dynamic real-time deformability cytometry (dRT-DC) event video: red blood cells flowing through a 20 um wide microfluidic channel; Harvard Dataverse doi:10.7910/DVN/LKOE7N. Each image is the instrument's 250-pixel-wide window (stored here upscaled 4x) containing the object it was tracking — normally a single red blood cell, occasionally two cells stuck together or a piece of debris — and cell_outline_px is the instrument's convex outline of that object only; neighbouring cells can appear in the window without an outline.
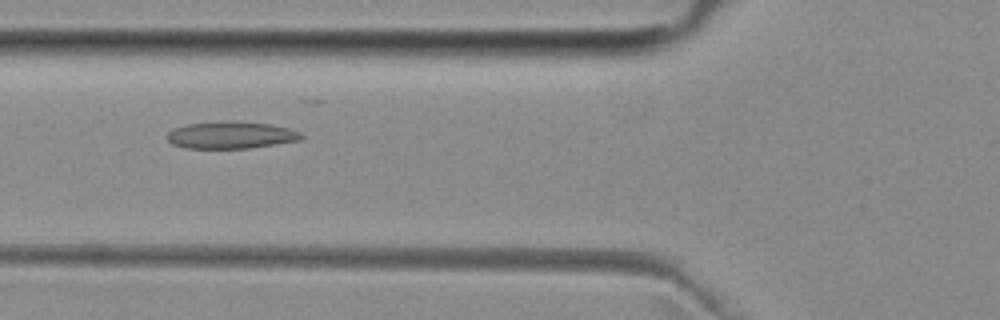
{"species": "common noctule bat (a hibernating species)", "species_latin": "Nyctalus noctula", "temperature_condition": "room temperature", "stored_images_in_passage": 51, "camera_frame_rate_fps": 3000, "um_per_image_px": 0.085, "animal": {"sex": "female", "body_mass_g": 29.2, "forearm_length_mm": 56.3}, "frame": {"image": 1, "passage_image": 19, "time_ms": 6.0, "image_size_px": [1000, 320], "cell_outline_px": [[304, 136], [300, 140], [248, 148], [184, 148], [172, 144], [168, 140], [168, 132], [172, 128], [188, 124], [272, 124], [288, 128], [300, 132]], "centroid_in_image_um": [19.62, 11.53], "position_along_channel_um": 106.2, "area_um2": 20.0}}
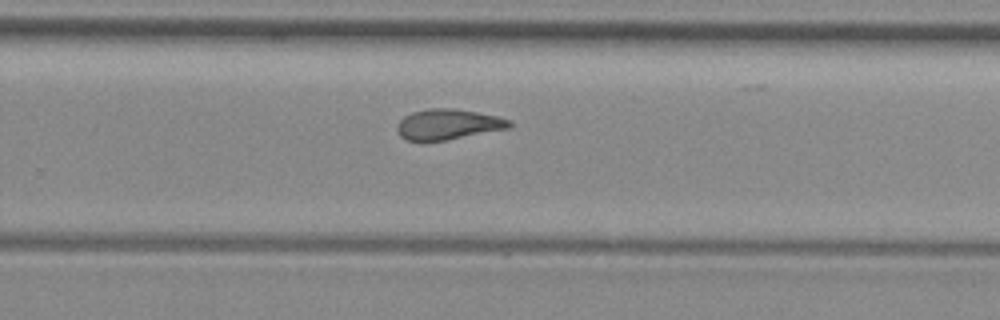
{"frame": {"image": 2, "passage_image": 33, "time_ms": 10.667, "image_size_px": [1000, 320], "cell_outline_px": [[512, 124], [508, 128], [444, 140], [404, 140], [400, 136], [396, 128], [400, 120], [404, 116], [412, 112], [428, 108], [448, 108], [476, 112], [500, 116], [512, 120]], "centroid_in_image_um": [38.08, 10.55], "position_along_channel_um": 291.7, "area_um2": 19.71}}
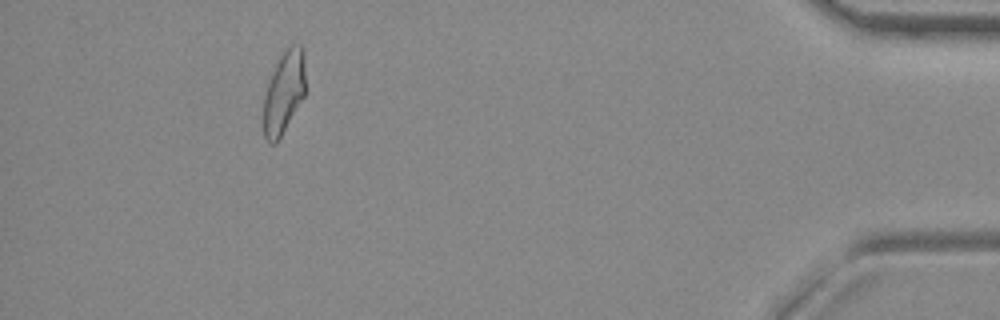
{"frame": {"image": 3, "passage_image": 47, "time_ms": 15.333, "image_size_px": [1000, 320], "cell_outline_px": [[304, 96], [276, 144], [268, 144], [264, 136], [264, 96], [272, 72], [280, 56], [292, 44], [300, 44], [304, 48]], "centroid_in_image_um": [24.13, 7.86], "position_along_channel_um": 411.1, "area_um2": 19.88}, "authors_computed_cell_mechanics": {"area_um2": 20.6346, "velocity_mm_per_s": 3.9795, "shape_relaxation_time_tau1_ms": null, "shape_relaxation_time_tau2_ms": 1.8723, "deformation_change_tau1": null, "deformation_change_tau2": 0.0988}}